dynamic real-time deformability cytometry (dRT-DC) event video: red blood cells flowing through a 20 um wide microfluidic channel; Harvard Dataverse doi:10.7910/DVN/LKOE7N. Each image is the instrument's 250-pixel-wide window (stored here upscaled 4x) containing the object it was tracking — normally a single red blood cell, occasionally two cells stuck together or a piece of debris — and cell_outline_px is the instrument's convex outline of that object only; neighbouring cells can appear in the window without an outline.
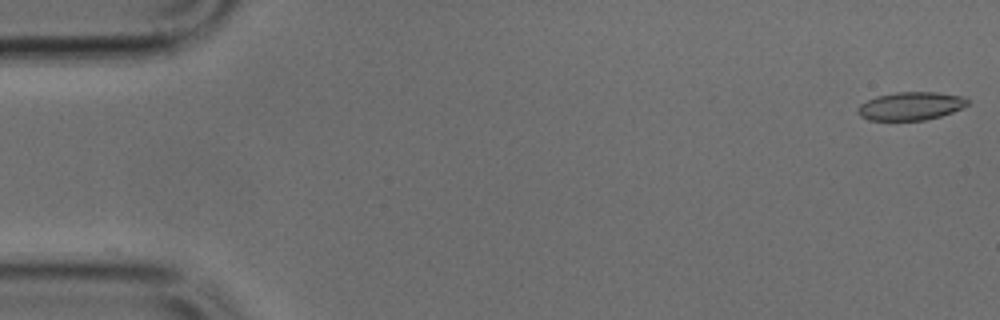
{"species": "common noctule bat (a hibernating species)", "species_latin": "Nyctalus noctula", "temperature_condition": "cold", "stored_images_in_passage": 32, "camera_frame_rate_fps": 3000, "um_per_image_px": 0.085, "animal": {"sex": "male", "body_mass_g": 17.9, "forearm_length_mm": 54.2}, "frame": {"image": 1, "passage_image": 1, "time_ms": 0.0, "image_size_px": [1000, 320], "cell_outline_px": [[968, 104], [964, 108], [940, 116], [924, 120], [868, 120], [860, 116], [856, 112], [856, 108], [860, 104], [876, 96], [896, 92], [936, 92], [964, 96], [968, 100]], "centroid_in_image_um": [77.4, 9.01], "position_along_channel_um": 7.6, "area_um2": 18.15}}
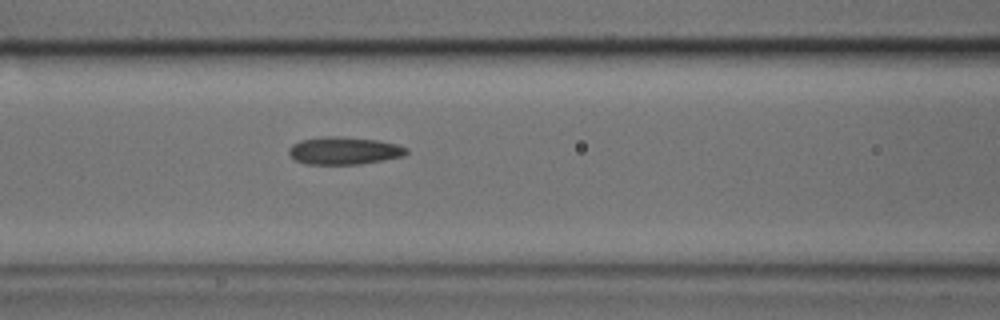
{"frame": {"image": 2, "passage_image": 20, "time_ms": 6.333, "image_size_px": [1000, 320], "cell_outline_px": [[408, 152], [404, 156], [384, 160], [360, 164], [304, 164], [296, 160], [288, 152], [288, 148], [292, 144], [300, 140], [324, 136], [340, 136], [376, 140], [396, 144], [408, 148]], "centroid_in_image_um": [29.24, 12.8], "position_along_channel_um": 137.4, "area_um2": 18.96}}
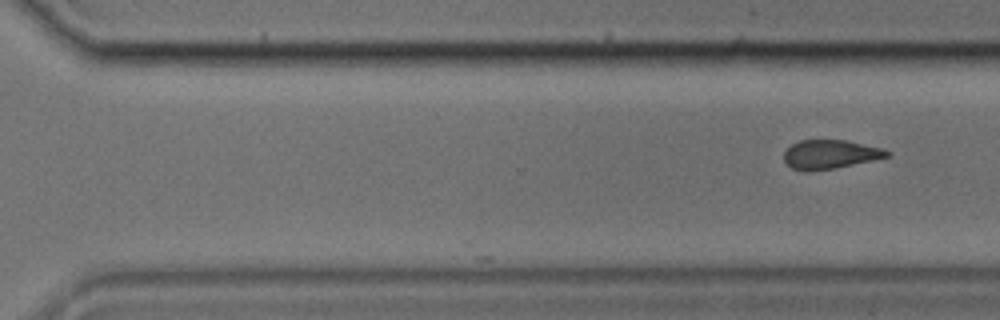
{"frame": {"image": 3, "passage_image": 32, "time_ms": 10.333, "image_size_px": [1000, 320], "cell_outline_px": [[892, 156], [836, 168], [792, 168], [784, 160], [784, 152], [792, 144], [800, 140], [844, 140], [884, 148], [892, 152]], "centroid_in_image_um": [70.66, 13.08], "position_along_channel_um": 299.9, "area_um2": 16.88}}